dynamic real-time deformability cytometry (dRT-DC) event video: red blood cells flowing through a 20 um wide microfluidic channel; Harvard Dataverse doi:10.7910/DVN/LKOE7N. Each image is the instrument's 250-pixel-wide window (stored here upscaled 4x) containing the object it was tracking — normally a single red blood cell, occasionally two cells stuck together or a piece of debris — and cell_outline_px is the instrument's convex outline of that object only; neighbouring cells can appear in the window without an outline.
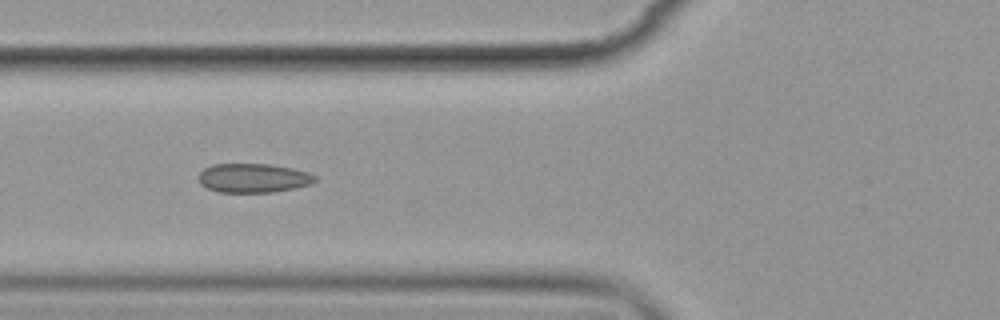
{"species": "common noctule bat (a hibernating species)", "species_latin": "Nyctalus noctula", "temperature_condition": "cold", "stored_images_in_passage": 7, "camera_frame_rate_fps": 3000, "um_per_image_px": 0.085, "animal": {"sex": "female", "body_mass_g": 19.9}, "frame": {"image": 1, "passage_image": 7, "time_ms": 7.0, "image_size_px": [1000, 320], "cell_outline_px": [[316, 180], [312, 184], [296, 188], [272, 192], [216, 192], [200, 184], [196, 176], [204, 168], [212, 164], [272, 164], [292, 168], [308, 172], [316, 176]], "centroid_in_image_um": [21.51, 15.13], "position_along_channel_um": 104.3, "area_um2": 20.0}}